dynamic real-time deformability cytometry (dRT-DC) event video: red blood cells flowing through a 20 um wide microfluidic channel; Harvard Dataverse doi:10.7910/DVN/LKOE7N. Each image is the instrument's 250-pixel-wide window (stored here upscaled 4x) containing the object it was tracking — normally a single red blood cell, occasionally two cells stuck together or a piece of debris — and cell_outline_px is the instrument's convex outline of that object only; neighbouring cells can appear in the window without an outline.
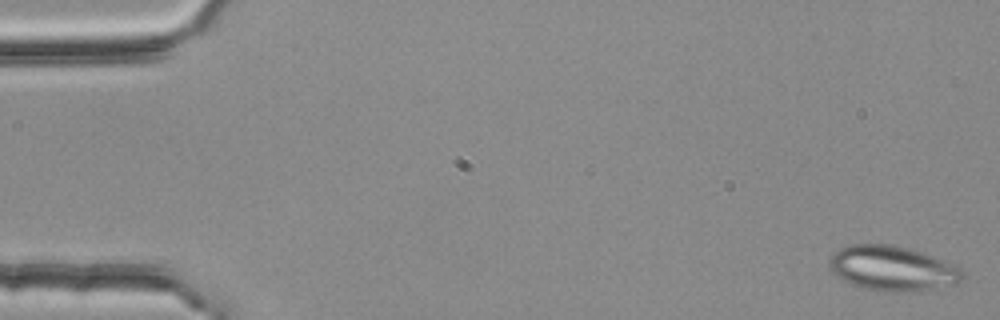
{"species": "common noctule bat (a hibernating species)", "species_latin": "Nyctalus noctula", "temperature_condition": "room temperature", "stored_images_in_passage": 52, "segment_of_instrument_passage": [1, 2], "camera_frame_rate_fps": 3000, "um_per_image_px": 0.085, "animal": {"sex": "female", "body_mass_g": 25.1}, "frame": {"image": 1, "passage_image": 1, "time_ms": 0.0, "image_size_px": [1000, 320], "cell_outline_px": [[964, 276], [956, 284], [920, 292], [884, 292], [864, 288], [852, 284], [836, 276], [828, 268], [828, 260], [840, 248], [848, 244], [892, 244], [912, 248], [924, 252], [944, 260], [964, 272]], "centroid_in_image_um": [75.85, 22.82], "position_along_channel_um": 9.1, "area_um2": 35.37}}